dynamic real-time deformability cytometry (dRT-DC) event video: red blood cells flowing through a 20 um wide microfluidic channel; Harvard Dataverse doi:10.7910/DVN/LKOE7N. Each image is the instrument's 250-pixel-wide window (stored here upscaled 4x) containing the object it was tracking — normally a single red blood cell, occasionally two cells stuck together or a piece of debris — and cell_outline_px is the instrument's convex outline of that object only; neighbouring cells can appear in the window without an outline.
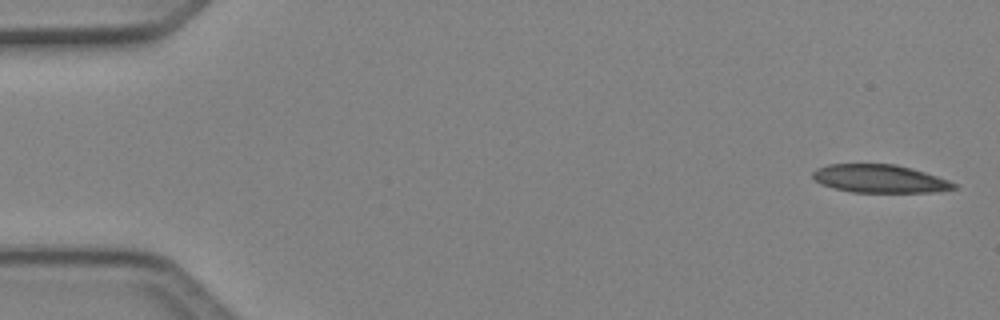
{"species": "Egyptian fruit bat (a non-hibernating species)", "species_latin": "Rousettus aegyptiacus", "temperature_condition": "cold", "stored_images_in_passage": 5, "camera_frame_rate_fps": 3000, "um_per_image_px": 0.085, "animal": {"sex": "female"}, "frame": {"image": 1, "passage_image": 1, "time_ms": 0.0, "image_size_px": [1000, 320], "cell_outline_px": [[960, 188], [936, 192], [852, 192], [820, 184], [812, 176], [812, 172], [816, 168], [828, 164], [896, 164], [912, 168], [948, 180], [956, 184]], "centroid_in_image_um": [74.79, 15.19], "position_along_channel_um": 10.2, "area_um2": 23.12}}
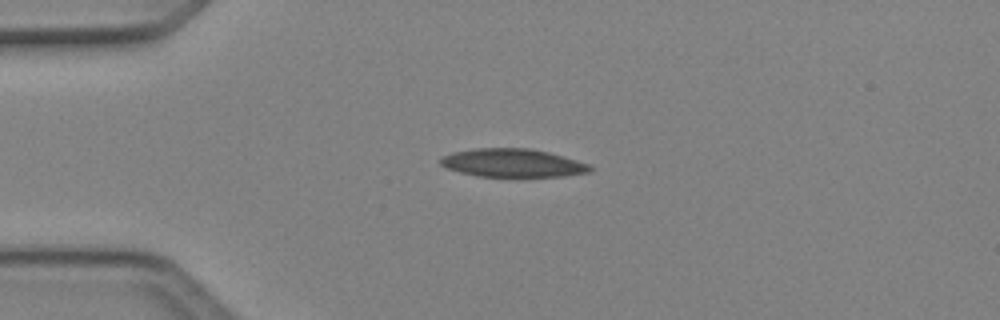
{"frame": {"image": 2, "passage_image": 4, "time_ms": 1.0, "image_size_px": [1000, 320], "cell_outline_px": [[596, 168], [588, 172], [564, 176], [476, 176], [460, 172], [448, 168], [440, 164], [440, 156], [452, 152], [476, 148], [532, 148], [548, 152], [576, 160], [588, 164]], "centroid_in_image_um": [43.56, 13.84], "position_along_channel_um": 41.4, "area_um2": 24.57}}